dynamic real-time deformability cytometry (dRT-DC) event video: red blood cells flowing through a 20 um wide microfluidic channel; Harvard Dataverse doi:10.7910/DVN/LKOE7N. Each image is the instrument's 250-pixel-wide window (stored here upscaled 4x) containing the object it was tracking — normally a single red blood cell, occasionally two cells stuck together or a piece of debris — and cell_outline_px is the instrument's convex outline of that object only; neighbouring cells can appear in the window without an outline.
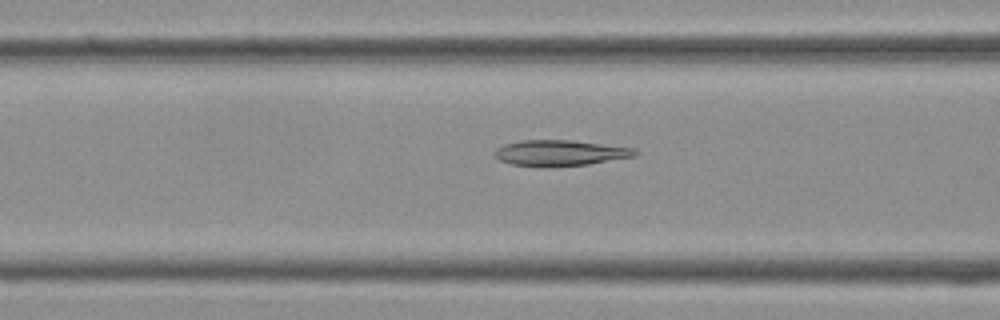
{"species": "Egyptian fruit bat (a non-hibernating species)", "species_latin": "Rousettus aegyptiacus", "temperature_condition": "cold", "stored_images_in_passage": 37, "camera_frame_rate_fps": 3000, "um_per_image_px": 0.085, "frame": {"image": 1, "passage_image": 14, "time_ms": 4.333, "image_size_px": [1000, 320], "cell_outline_px": [[640, 152], [636, 156], [588, 164], [508, 164], [500, 160], [492, 152], [496, 148], [504, 144], [524, 140], [572, 140], [636, 148]], "centroid_in_image_um": [47.66, 12.95], "position_along_channel_um": 118.9, "area_um2": 20.35}}
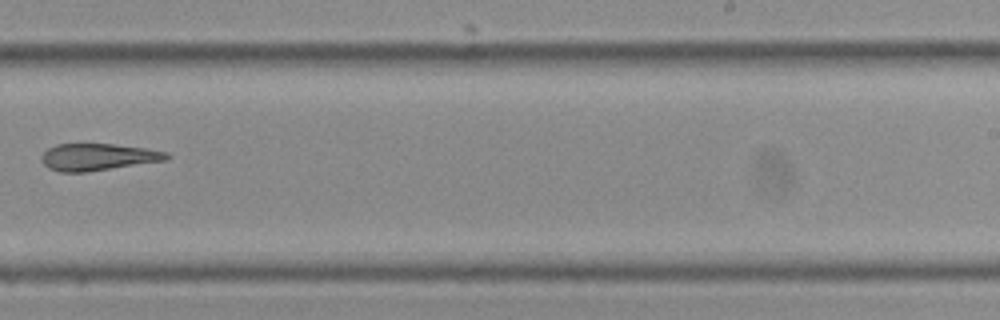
{"frame": {"image": 2, "passage_image": 23, "time_ms": 7.333, "image_size_px": [1000, 320], "cell_outline_px": [[172, 156], [168, 160], [88, 172], [60, 172], [48, 168], [40, 160], [40, 156], [48, 148], [56, 144], [112, 144], [144, 148], [168, 152]], "centroid_in_image_um": [8.33, 13.35], "position_along_channel_um": 280.7, "area_um2": 19.83}}
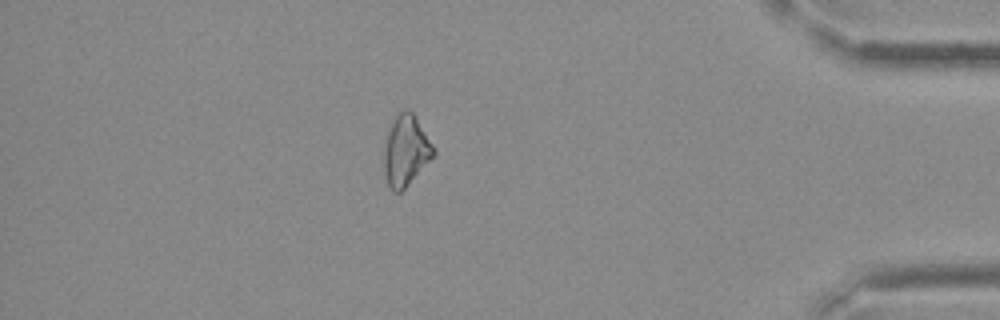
{"frame": {"image": 3, "passage_image": 32, "time_ms": 10.333, "image_size_px": [1000, 320], "cell_outline_px": [[436, 152], [404, 188], [400, 192], [392, 192], [388, 184], [384, 172], [384, 148], [388, 128], [396, 112], [404, 108], [408, 108], [412, 112], [436, 148]], "centroid_in_image_um": [34.47, 12.74], "position_along_channel_um": 400.7, "area_um2": 20.35}}